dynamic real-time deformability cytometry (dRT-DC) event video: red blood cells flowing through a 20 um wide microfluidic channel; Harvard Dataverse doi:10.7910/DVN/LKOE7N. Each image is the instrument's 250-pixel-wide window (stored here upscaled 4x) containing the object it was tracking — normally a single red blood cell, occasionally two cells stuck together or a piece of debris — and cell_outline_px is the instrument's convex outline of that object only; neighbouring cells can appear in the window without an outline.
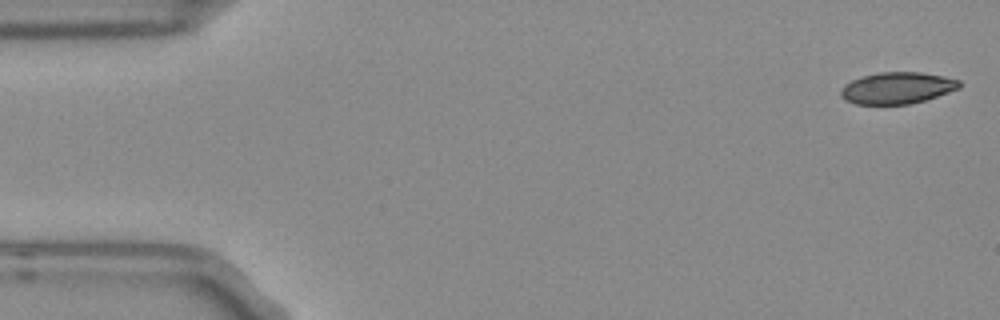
{"species": "Egyptian fruit bat (a non-hibernating species)", "species_latin": "Rousettus aegyptiacus", "temperature_condition": "room temperature", "stored_images_in_passage": 5, "segment_of_instrument_passage": [1, 2], "camera_frame_rate_fps": 3000, "um_per_image_px": 0.085, "frame": {"image": 1, "passage_image": 1, "time_ms": 0.0, "image_size_px": [1000, 320], "cell_outline_px": [[960, 88], [924, 100], [908, 104], [856, 104], [840, 96], [840, 88], [844, 84], [852, 80], [864, 76], [880, 72], [920, 72], [944, 76], [960, 80]], "centroid_in_image_um": [76.25, 7.47], "position_along_channel_um": 8.8, "area_um2": 21.68}}
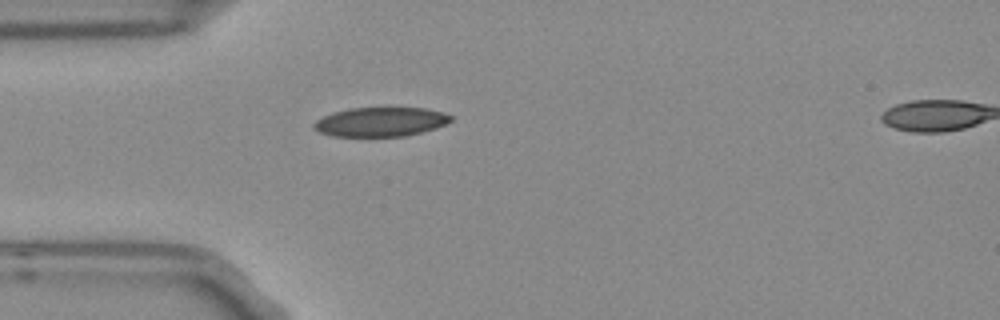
{"frame": {"image": 2, "passage_image": 4, "time_ms": 1.0, "image_size_px": [1000, 320], "cell_outline_px": [[452, 120], [436, 128], [404, 136], [332, 136], [320, 132], [312, 128], [312, 124], [316, 120], [332, 112], [348, 108], [424, 108], [444, 112], [452, 116]], "centroid_in_image_um": [32.32, 10.35], "position_along_channel_um": 52.7, "area_um2": 23.29}}